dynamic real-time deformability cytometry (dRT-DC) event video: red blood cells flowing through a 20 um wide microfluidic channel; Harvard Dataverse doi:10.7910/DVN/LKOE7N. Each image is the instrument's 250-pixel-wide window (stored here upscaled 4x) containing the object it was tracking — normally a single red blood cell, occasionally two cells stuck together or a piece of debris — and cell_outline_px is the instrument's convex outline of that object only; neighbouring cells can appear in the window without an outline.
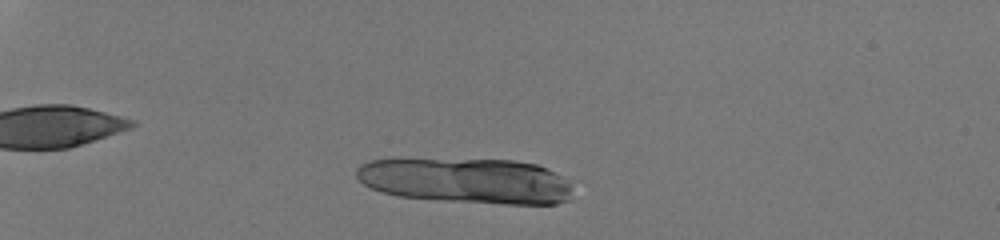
{"species": "human", "species_latin": "Homo sapiens", "temperature_condition": "room temperature", "stored_images_in_passage": 17, "camera_frame_rate_fps": 3000, "um_per_image_px": 0.085, "donor": {"sex": "male"}, "frame": {"image": 1, "passage_image": 9, "time_ms": 2.667, "image_size_px": [1000, 240], "cell_outline_px": [[572, 200], [556, 204], [504, 204], [440, 200], [396, 196], [380, 192], [364, 184], [356, 176], [356, 168], [360, 164], [368, 160], [400, 156], [512, 160], [536, 164], [560, 176], [568, 184]], "centroid_in_image_um": [39.5, 15.32], "position_along_channel_um": 45.5, "area_um2": 58.84}}